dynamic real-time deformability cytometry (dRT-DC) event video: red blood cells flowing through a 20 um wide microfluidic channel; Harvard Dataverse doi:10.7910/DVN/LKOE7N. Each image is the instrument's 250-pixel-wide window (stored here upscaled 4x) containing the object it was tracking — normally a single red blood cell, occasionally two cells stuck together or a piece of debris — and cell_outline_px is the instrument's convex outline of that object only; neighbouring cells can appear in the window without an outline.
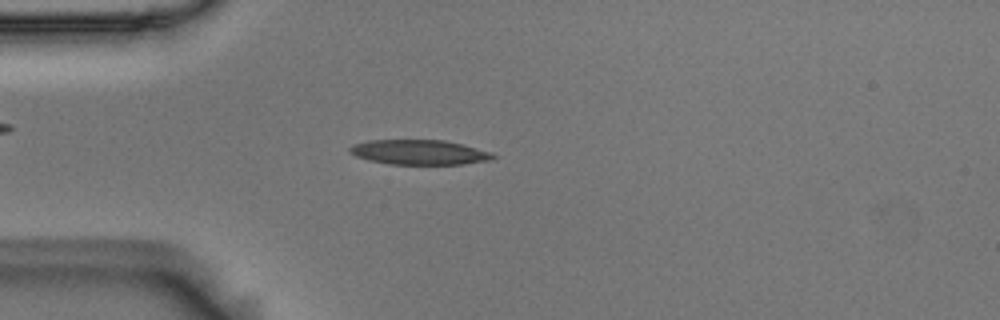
{"species": "Egyptian fruit bat (a non-hibernating species)", "species_latin": "Rousettus aegyptiacus", "temperature_condition": "room temperature", "stored_images_in_passage": 52, "camera_frame_rate_fps": 3000, "um_per_image_px": 0.085, "animal": {"sex": "male"}, "frame": {"image": 1, "passage_image": 13, "time_ms": 4.0, "image_size_px": [1000, 320], "cell_outline_px": [[496, 156], [492, 160], [464, 164], [392, 164], [368, 160], [356, 156], [348, 148], [352, 144], [368, 140], [444, 140], [464, 144], [492, 152]], "centroid_in_image_um": [35.68, 12.93], "position_along_channel_um": 49.3, "area_um2": 20.81}}
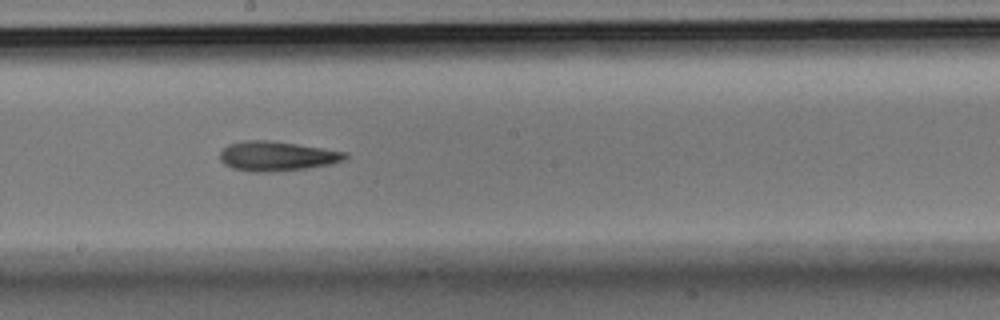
{"frame": {"image": 2, "passage_image": 28, "time_ms": 9.0, "image_size_px": [1000, 320], "cell_outline_px": [[348, 156], [344, 160], [332, 164], [308, 168], [264, 172], [252, 172], [232, 168], [224, 164], [220, 160], [220, 152], [228, 144], [244, 140], [264, 140], [296, 144], [348, 152]], "centroid_in_image_um": [23.53, 13.27], "position_along_channel_um": 224.7, "area_um2": 21.56}}
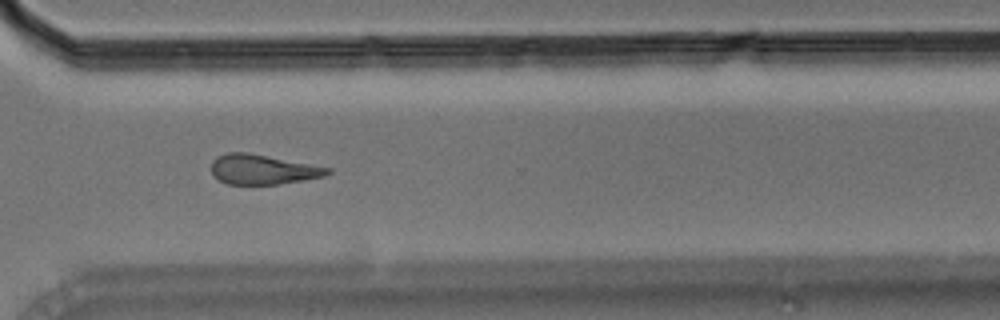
{"frame": {"image": 3, "passage_image": 38, "time_ms": 12.333, "image_size_px": [1000, 320], "cell_outline_px": [[332, 172], [324, 176], [304, 180], [280, 184], [228, 184], [212, 176], [212, 160], [216, 156], [228, 152], [248, 152], [332, 168]], "centroid_in_image_um": [22.33, 14.4], "position_along_channel_um": 348.3, "area_um2": 20.29}, "authors_computed_cell_mechanics": {"area_um2": 20.6924, "velocity_mm_per_s": 3.7188, "shape_relaxation_time_tau1_ms": null, "shape_relaxation_time_tau2_ms": 5.1085, "deformation_change_tau1": null, "deformation_change_tau2": 0.1591}}